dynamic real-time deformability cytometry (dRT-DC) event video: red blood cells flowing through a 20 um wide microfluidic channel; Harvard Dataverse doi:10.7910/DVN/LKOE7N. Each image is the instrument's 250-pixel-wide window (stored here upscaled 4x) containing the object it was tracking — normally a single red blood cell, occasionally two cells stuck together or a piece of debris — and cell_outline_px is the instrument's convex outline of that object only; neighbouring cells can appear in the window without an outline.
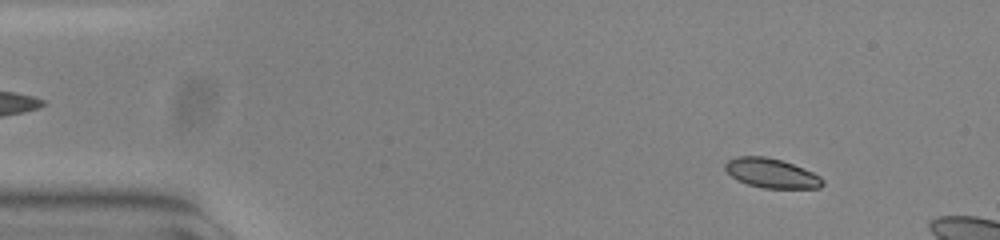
{"species": "common noctule bat (a hibernating species)", "species_latin": "Nyctalus noctula", "temperature_condition": "warm", "stored_images_in_passage": 50, "camera_frame_rate_fps": 3000, "um_per_image_px": 0.085, "animal": {"sex": "female", "body_mass_g": 23.0, "forearm_length_mm": 53.4}, "frame": {"image": 1, "passage_image": 6, "time_ms": 1.667, "image_size_px": [1000, 240], "cell_outline_px": [[824, 184], [820, 188], [764, 188], [748, 184], [736, 180], [724, 168], [724, 164], [728, 160], [736, 156], [764, 156], [780, 160], [804, 168], [820, 176], [824, 180]], "centroid_in_image_um": [65.57, 14.72], "position_along_channel_um": 19.4, "area_um2": 16.7}}
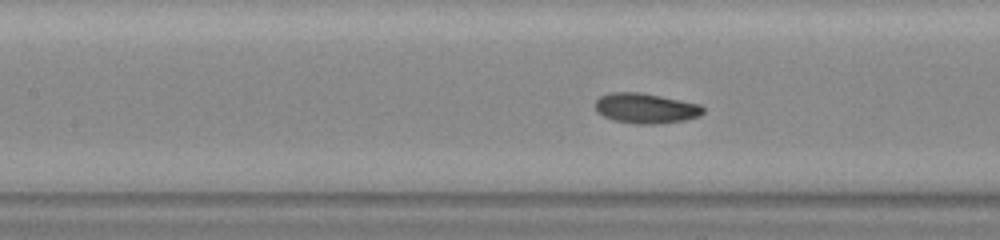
{"frame": {"image": 2, "passage_image": 24, "time_ms": 7.667, "image_size_px": [1000, 240], "cell_outline_px": [[704, 112], [700, 116], [684, 120], [652, 124], [640, 124], [616, 120], [604, 116], [596, 108], [596, 100], [600, 96], [612, 92], [640, 92], [700, 104], [704, 108]], "centroid_in_image_um": [54.92, 9.19], "position_along_channel_um": 152.5, "area_um2": 18.61}}
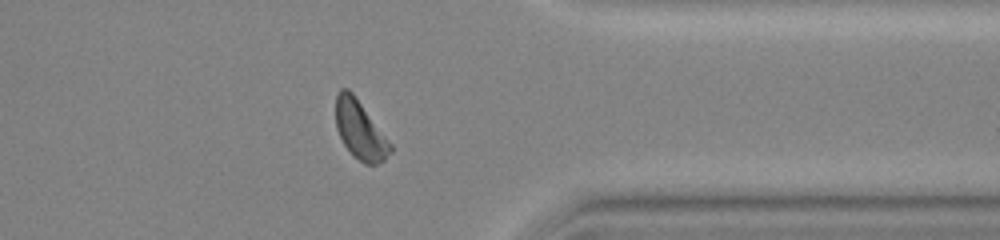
{"frame": {"image": 3, "passage_image": 43, "time_ms": 14.0, "image_size_px": [1000, 240], "cell_outline_px": [[392, 152], [384, 160], [376, 164], [364, 164], [352, 156], [344, 144], [336, 128], [336, 92], [340, 88], [348, 88], [352, 92], [392, 144]], "centroid_in_image_um": [30.6, 11.06], "position_along_channel_um": 380.8, "area_um2": 18.61}, "authors_computed_cell_mechanics": {"area_um2": 18.2359, "velocity_mm_per_s": 3.7673, "shape_relaxation_time_tau1_ms": 2.3039, "shape_relaxation_time_tau2_ms": 4.0384, "deformation_change_tau1": 0.1152, "deformation_change_tau2": 0.1045}}